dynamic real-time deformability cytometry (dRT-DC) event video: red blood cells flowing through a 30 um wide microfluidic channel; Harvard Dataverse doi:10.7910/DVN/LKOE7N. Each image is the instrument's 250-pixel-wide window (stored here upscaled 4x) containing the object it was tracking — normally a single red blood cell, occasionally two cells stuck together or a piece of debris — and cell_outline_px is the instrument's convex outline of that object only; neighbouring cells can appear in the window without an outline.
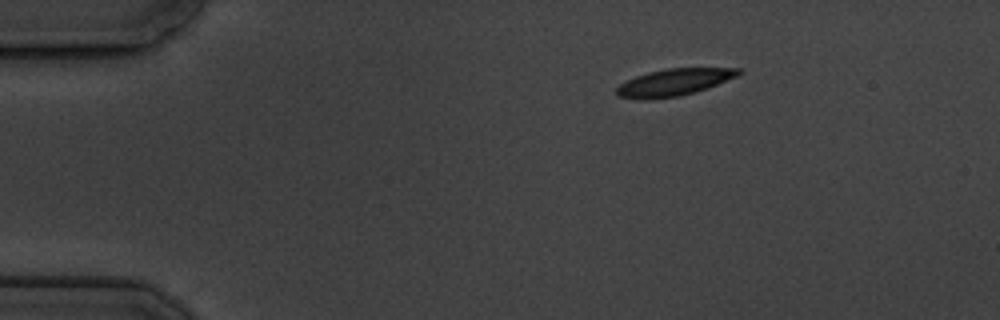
{"species": "common noctule bat (a hibernating species)", "species_latin": "Nyctalus noctula", "temperature_condition": "cold", "stored_images_in_passage": 3, "camera_frame_rate_fps": 3000, "um_per_image_px": 0.085, "animal": {"sex": "male", "body_mass_g": 19.5, "forearm_length_mm": 54.6}, "frame": {"image": 1, "passage_image": 1, "time_ms": 0.0, "image_size_px": [1000, 320], "cell_outline_px": [[744, 72], [736, 76], [708, 88], [680, 96], [652, 100], [644, 100], [620, 96], [616, 92], [616, 88], [620, 84], [636, 76], [648, 72], [668, 68], [740, 68]], "centroid_in_image_um": [57.3, 7.0], "position_along_channel_um": 27.7, "area_um2": 19.13}}